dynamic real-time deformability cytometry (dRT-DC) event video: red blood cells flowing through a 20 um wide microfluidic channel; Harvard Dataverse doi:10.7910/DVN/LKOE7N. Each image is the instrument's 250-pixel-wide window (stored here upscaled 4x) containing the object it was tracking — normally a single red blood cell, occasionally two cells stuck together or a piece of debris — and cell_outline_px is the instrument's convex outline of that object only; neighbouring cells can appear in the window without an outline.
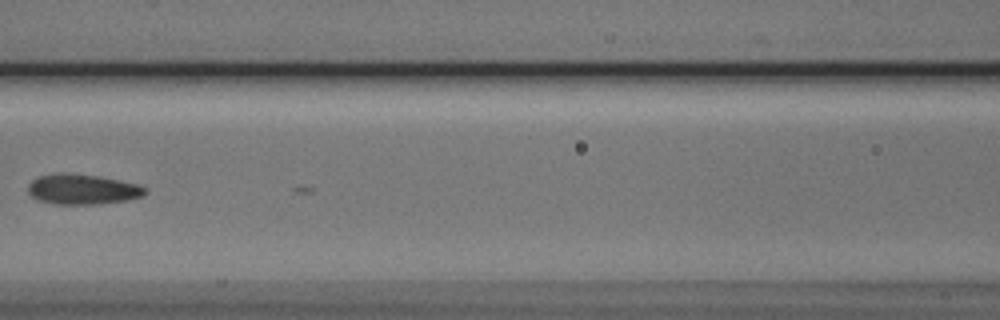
{"species": "Egyptian fruit bat (a non-hibernating species)", "species_latin": "Rousettus aegyptiacus", "temperature_condition": "cold", "stored_images_in_passage": 5, "camera_frame_rate_fps": 3000, "um_per_image_px": 0.085, "animal": {"sex": "male"}, "frame": {"image": 1, "passage_image": 4, "time_ms": 3.333, "image_size_px": [1000, 320], "cell_outline_px": [[148, 192], [144, 196], [128, 200], [100, 204], [56, 204], [36, 200], [28, 192], [28, 184], [32, 180], [40, 176], [60, 172], [64, 172], [100, 176], [120, 180], [136, 184], [144, 188]], "centroid_in_image_um": [7.01, 16.09], "position_along_channel_um": 159.6, "area_um2": 20.81}}
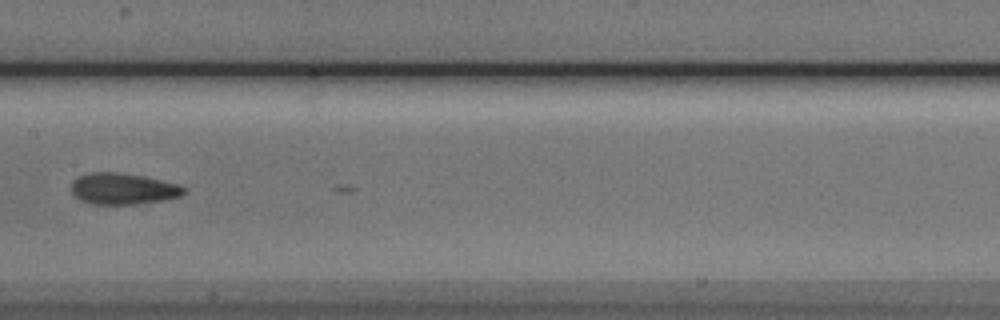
{"frame": {"image": 2, "passage_image": 5, "time_ms": 4.333, "image_size_px": [1000, 320], "cell_outline_px": [[184, 192], [180, 196], [164, 200], [132, 204], [88, 204], [80, 200], [72, 192], [72, 180], [80, 176], [92, 172], [116, 172], [144, 176], [176, 184], [184, 188]], "centroid_in_image_um": [10.41, 16.05], "position_along_channel_um": 197.0, "area_um2": 20.29}}